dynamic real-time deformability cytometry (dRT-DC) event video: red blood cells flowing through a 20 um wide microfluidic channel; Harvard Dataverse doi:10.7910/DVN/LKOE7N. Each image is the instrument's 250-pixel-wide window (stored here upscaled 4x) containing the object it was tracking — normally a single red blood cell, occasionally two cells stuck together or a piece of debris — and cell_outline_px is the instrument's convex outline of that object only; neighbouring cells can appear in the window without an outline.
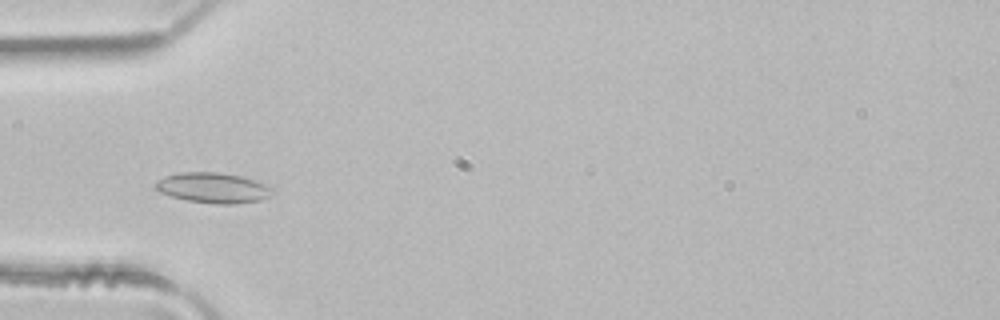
{"species": "common noctule bat (a hibernating species)", "species_latin": "Nyctalus noctula", "temperature_condition": "room temperature", "stored_images_in_passage": 7, "camera_frame_rate_fps": 3000, "um_per_image_px": 0.085, "animal": {"sex": "male", "body_mass_g": 21.5, "forearm_length_mm": 52.0}, "frame": {"image": 1, "passage_image": 4, "time_ms": 1.0, "image_size_px": [1000, 320], "cell_outline_px": [[276, 188], [268, 196], [260, 200], [232, 204], [216, 204], [188, 200], [172, 196], [160, 192], [156, 188], [156, 180], [164, 176], [180, 172], [220, 172], [240, 176], [268, 184]], "centroid_in_image_um": [18.13, 15.95], "position_along_channel_um": 66.9, "area_um2": 20.63}}